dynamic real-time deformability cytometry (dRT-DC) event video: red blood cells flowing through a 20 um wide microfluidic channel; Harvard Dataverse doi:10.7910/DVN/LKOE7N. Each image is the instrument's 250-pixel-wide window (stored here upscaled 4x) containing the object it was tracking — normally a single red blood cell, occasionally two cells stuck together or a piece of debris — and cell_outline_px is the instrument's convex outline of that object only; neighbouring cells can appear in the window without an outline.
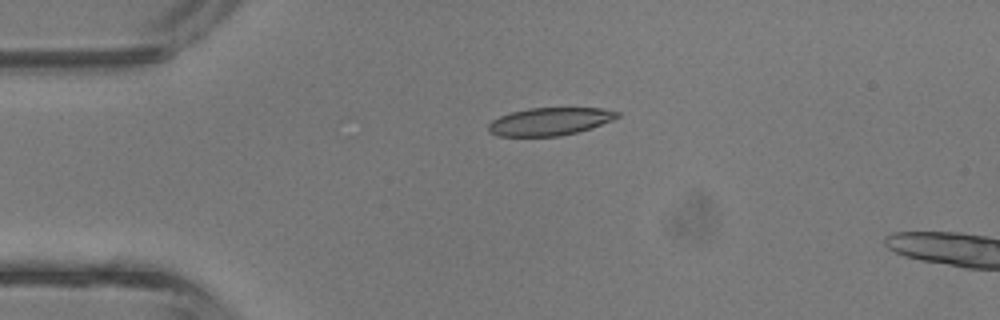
{"species": "common noctule bat (a hibernating species)", "species_latin": "Nyctalus noctula", "temperature_condition": "room temperature", "stored_images_in_passage": 4, "camera_frame_rate_fps": 3000, "um_per_image_px": 0.085, "animal": {"sex": "male", "body_mass_g": 13.3}, "frame": {"image": 1, "passage_image": 1, "time_ms": 0.0, "image_size_px": [1000, 320], "cell_outline_px": [[620, 116], [612, 120], [592, 128], [560, 136], [496, 136], [488, 132], [488, 124], [492, 120], [500, 116], [512, 112], [528, 108], [600, 108], [620, 112]], "centroid_in_image_um": [46.72, 10.33], "position_along_channel_um": 38.3, "area_um2": 20.87}}